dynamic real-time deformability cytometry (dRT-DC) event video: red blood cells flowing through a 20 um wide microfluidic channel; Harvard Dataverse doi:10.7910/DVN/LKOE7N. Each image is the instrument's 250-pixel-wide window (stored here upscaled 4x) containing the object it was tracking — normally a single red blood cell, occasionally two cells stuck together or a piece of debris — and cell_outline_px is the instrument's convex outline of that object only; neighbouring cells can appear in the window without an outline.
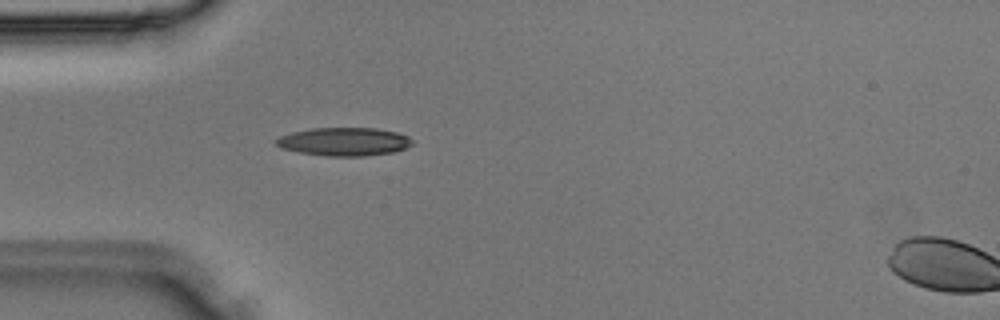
{"species": "Egyptian fruit bat (a non-hibernating species)", "species_latin": "Rousettus aegyptiacus", "temperature_condition": "room temperature", "stored_images_in_passage": 2, "camera_frame_rate_fps": 3000, "um_per_image_px": 0.085, "animal": {"sex": "male"}, "frame": {"image": 1, "passage_image": 1, "time_ms": 0.0, "image_size_px": [1000, 320], "cell_outline_px": [[412, 144], [404, 148], [392, 152], [364, 156], [324, 156], [300, 152], [280, 148], [272, 140], [280, 136], [292, 132], [312, 128], [376, 128], [396, 132], [408, 136], [412, 140]], "centroid_in_image_um": [29.2, 12.04], "position_along_channel_um": 55.8, "area_um2": 22.43}}